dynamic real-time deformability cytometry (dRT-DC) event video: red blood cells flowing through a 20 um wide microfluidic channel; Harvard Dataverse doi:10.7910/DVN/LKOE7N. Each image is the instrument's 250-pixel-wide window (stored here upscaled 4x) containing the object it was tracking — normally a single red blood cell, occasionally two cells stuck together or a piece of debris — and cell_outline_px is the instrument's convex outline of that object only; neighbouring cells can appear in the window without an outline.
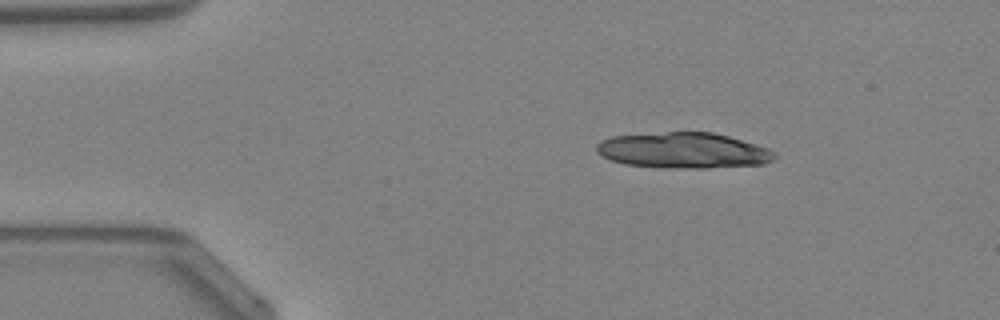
{"species": "Egyptian fruit bat (a non-hibernating species)", "species_latin": "Rousettus aegyptiacus", "temperature_condition": "warm", "stored_images_in_passage": 11, "camera_frame_rate_fps": 3000, "um_per_image_px": 0.085, "animal": {"sex": "female"}, "frame": {"image": 1, "passage_image": 1, "time_ms": 0.0, "image_size_px": [1000, 320], "cell_outline_px": [[776, 156], [772, 160], [764, 164], [708, 168], [664, 168], [624, 164], [612, 160], [596, 152], [596, 144], [600, 140], [612, 136], [668, 132], [712, 132], [728, 136], [756, 144], [768, 148], [776, 152]], "centroid_in_image_um": [58.09, 12.79], "position_along_channel_um": 26.9, "area_um2": 37.17}}